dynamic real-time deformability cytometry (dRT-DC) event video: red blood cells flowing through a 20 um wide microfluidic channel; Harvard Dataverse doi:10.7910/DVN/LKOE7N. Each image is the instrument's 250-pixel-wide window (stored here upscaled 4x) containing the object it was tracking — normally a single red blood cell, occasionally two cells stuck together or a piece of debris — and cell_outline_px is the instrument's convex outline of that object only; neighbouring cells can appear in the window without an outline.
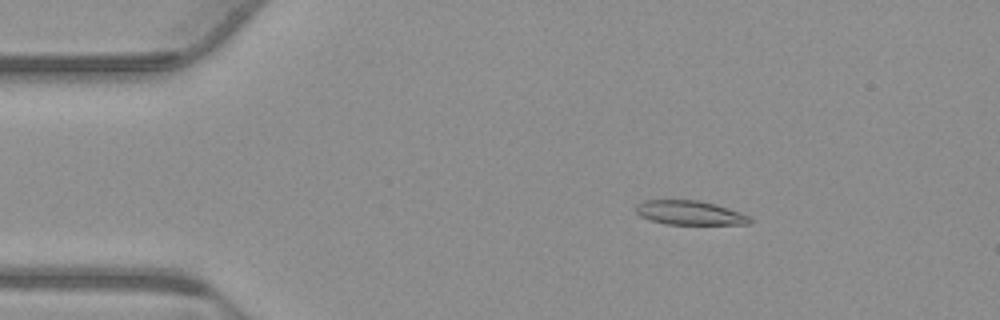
{"species": "common noctule bat (a hibernating species)", "species_latin": "Nyctalus noctula", "temperature_condition": "warm", "stored_images_in_passage": 55, "camera_frame_rate_fps": 3000, "um_per_image_px": 0.085, "animal": {"sex": "male", "body_mass_g": 23.1, "forearm_length_mm": 52.7}, "frame": {"image": 1, "passage_image": 9, "time_ms": 2.667, "image_size_px": [1000, 320], "cell_outline_px": [[752, 224], [664, 224], [640, 216], [636, 212], [636, 204], [644, 200], [696, 200], [712, 204], [740, 212], [752, 216]], "centroid_in_image_um": [58.63, 18.09], "position_along_channel_um": 26.4, "area_um2": 15.95}}
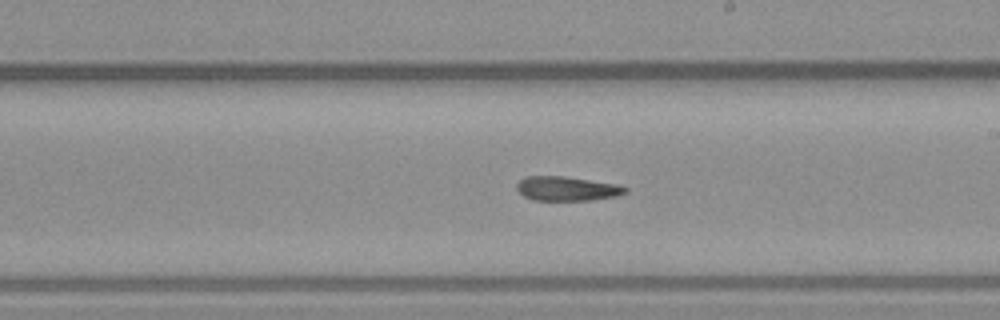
{"frame": {"image": 2, "passage_image": 31, "time_ms": 10.0, "image_size_px": [1000, 320], "cell_outline_px": [[628, 192], [616, 196], [592, 200], [532, 200], [524, 196], [516, 188], [516, 184], [524, 176], [564, 176], [616, 184], [628, 188]], "centroid_in_image_um": [48.17, 16.03], "position_along_channel_um": 240.8, "area_um2": 15.37}}
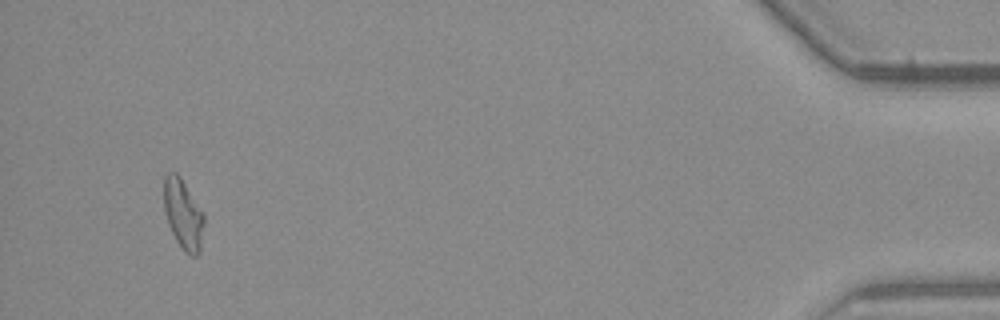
{"frame": {"image": 3, "passage_image": 52, "time_ms": 17.0, "image_size_px": [1000, 320], "cell_outline_px": [[204, 224], [200, 252], [196, 256], [188, 256], [184, 252], [176, 240], [168, 224], [164, 208], [164, 176], [168, 172], [176, 172], [180, 176], [204, 212]], "centroid_in_image_um": [15.58, 18.22], "position_along_channel_um": 419.6, "area_um2": 16.59}}